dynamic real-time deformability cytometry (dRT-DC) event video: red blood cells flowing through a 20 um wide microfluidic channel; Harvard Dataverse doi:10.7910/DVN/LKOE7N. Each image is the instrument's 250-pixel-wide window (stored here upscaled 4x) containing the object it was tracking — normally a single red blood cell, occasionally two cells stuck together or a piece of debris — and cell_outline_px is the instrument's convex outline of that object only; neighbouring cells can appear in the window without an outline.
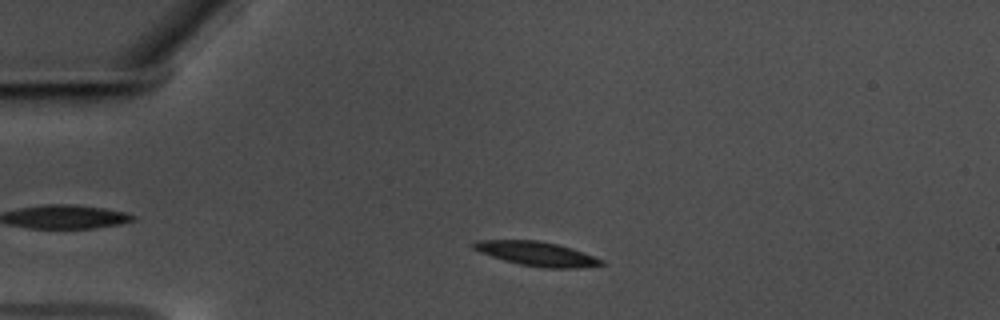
{"species": "common noctule bat (a hibernating species)", "species_latin": "Nyctalus noctula", "temperature_condition": "warm", "stored_images_in_passage": 46, "camera_frame_rate_fps": 3000, "um_per_image_px": 0.085, "animal": {"sex": "male", "body_mass_g": 17.5, "forearm_length_mm": 52.3}, "frame": {"image": 1, "passage_image": 8, "time_ms": 2.333, "image_size_px": [1000, 320], "cell_outline_px": [[608, 264], [580, 268], [544, 268], [520, 264], [504, 260], [480, 252], [472, 248], [472, 244], [476, 240], [536, 240], [556, 244], [572, 248], [584, 252], [604, 260]], "centroid_in_image_um": [45.67, 21.57], "position_along_channel_um": 39.3, "area_um2": 18.09}}
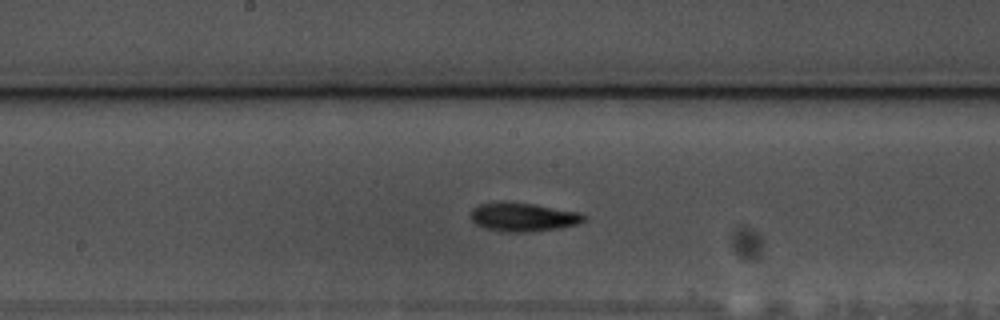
{"frame": {"image": 2, "passage_image": 25, "time_ms": 8.0, "image_size_px": [1000, 320], "cell_outline_px": [[588, 216], [584, 220], [576, 224], [560, 228], [528, 232], [504, 232], [484, 228], [476, 224], [472, 220], [472, 208], [480, 204], [504, 200], [536, 204], [580, 212]], "centroid_in_image_um": [44.47, 18.43], "position_along_channel_um": 203.7, "area_um2": 19.25}}
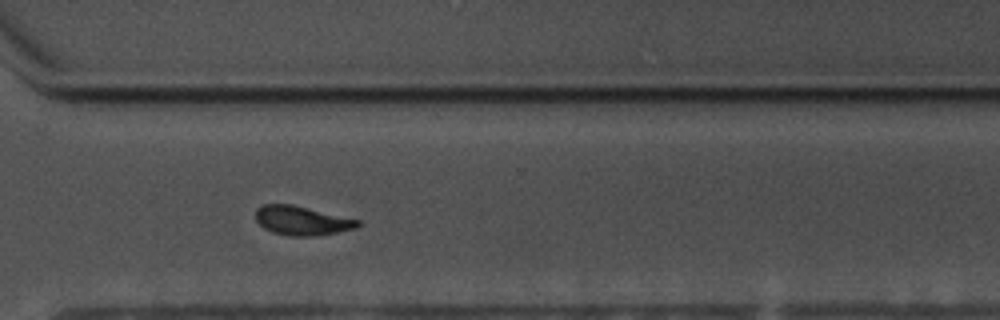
{"frame": {"image": 3, "passage_image": 37, "time_ms": 12.0, "image_size_px": [1000, 320], "cell_outline_px": [[360, 224], [356, 228], [316, 236], [288, 236], [272, 232], [264, 228], [256, 220], [256, 208], [264, 204], [292, 204], [360, 220]], "centroid_in_image_um": [25.64, 18.75], "position_along_channel_um": 345.0, "area_um2": 17.28}, "authors_computed_cell_mechanics": {"area_um2": 17.7157, "velocity_mm_per_s": 3.5296, "shape_relaxation_time_tau1_ms": 3.7012, "shape_relaxation_time_tau2_ms": null, "deformation_change_tau1": 0.1475, "deformation_change_tau2": null}}